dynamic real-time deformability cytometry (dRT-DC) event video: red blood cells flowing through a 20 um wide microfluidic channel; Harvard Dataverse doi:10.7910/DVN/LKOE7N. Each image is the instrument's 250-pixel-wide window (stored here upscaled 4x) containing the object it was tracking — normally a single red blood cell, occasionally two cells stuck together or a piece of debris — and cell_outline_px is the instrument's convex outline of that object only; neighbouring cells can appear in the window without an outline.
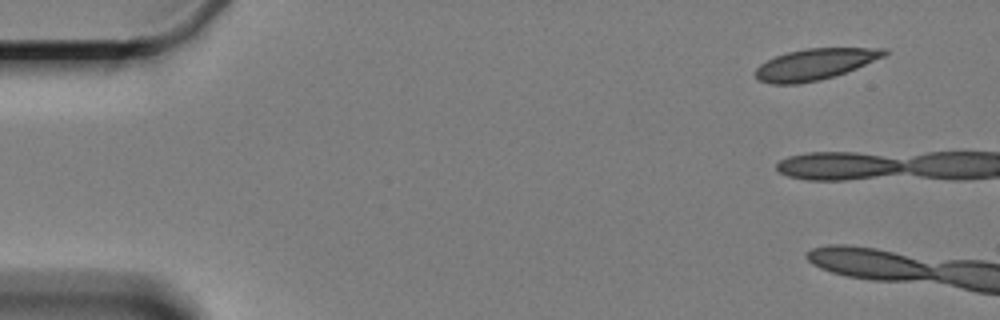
{"species": "Egyptian fruit bat (a non-hibernating species)", "species_latin": "Rousettus aegyptiacus", "temperature_condition": "cold", "stored_images_in_passage": 2, "camera_frame_rate_fps": 3000, "um_per_image_px": 0.085, "animal": {"sex": "female"}, "frame": {"image": 1, "passage_image": 1, "time_ms": 0.0, "image_size_px": [1000, 320], "cell_outline_px": [[888, 52], [884, 56], [856, 68], [820, 80], [796, 84], [768, 84], [760, 80], [752, 72], [760, 64], [776, 56], [788, 52], [808, 48], [888, 48]], "centroid_in_image_um": [69.23, 5.46], "position_along_channel_um": 15.8, "area_um2": 23.18}}